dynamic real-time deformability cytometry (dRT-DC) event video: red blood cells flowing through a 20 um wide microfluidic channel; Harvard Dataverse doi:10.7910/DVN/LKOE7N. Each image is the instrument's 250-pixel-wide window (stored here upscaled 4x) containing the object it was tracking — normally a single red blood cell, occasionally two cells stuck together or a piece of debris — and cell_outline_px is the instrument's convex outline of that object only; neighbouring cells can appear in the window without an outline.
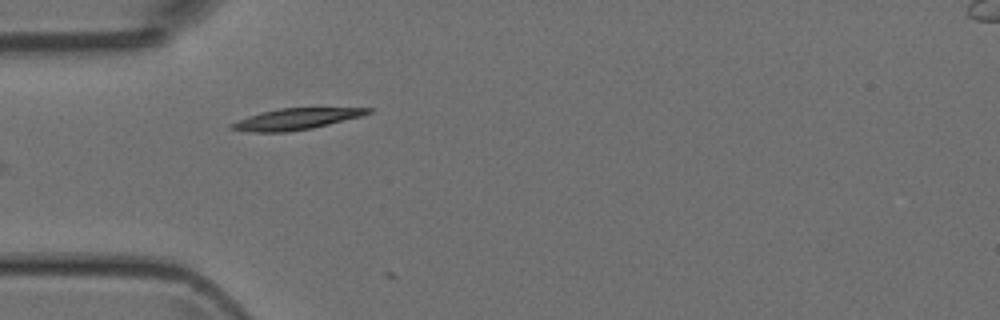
{"species": "Egyptian fruit bat (a non-hibernating species)", "species_latin": "Rousettus aegyptiacus", "temperature_condition": "room temperature", "stored_images_in_passage": 8, "camera_frame_rate_fps": 3000, "um_per_image_px": 0.085, "animal": {"sex": "female"}, "frame": {"image": 1, "passage_image": 1, "time_ms": 0.0, "image_size_px": [1000, 320], "cell_outline_px": [[372, 112], [364, 116], [312, 128], [288, 132], [248, 132], [228, 128], [228, 124], [248, 116], [260, 112], [280, 108], [372, 108]], "centroid_in_image_um": [25.14, 10.12], "position_along_channel_um": 59.9, "area_um2": 16.99}}
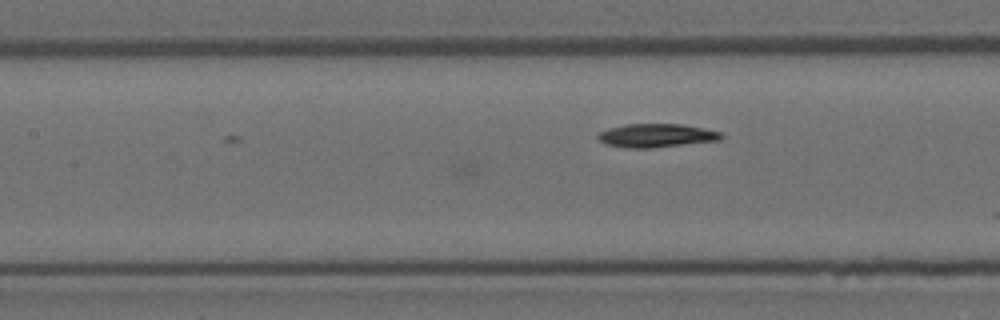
{"frame": {"image": 2, "passage_image": 8, "time_ms": 2.333, "image_size_px": [1000, 320], "cell_outline_px": [[724, 136], [720, 140], [652, 148], [624, 148], [604, 144], [596, 136], [596, 132], [608, 128], [624, 124], [680, 124], [720, 132]], "centroid_in_image_um": [55.7, 11.52], "position_along_channel_um": 151.7, "area_um2": 16.99}}